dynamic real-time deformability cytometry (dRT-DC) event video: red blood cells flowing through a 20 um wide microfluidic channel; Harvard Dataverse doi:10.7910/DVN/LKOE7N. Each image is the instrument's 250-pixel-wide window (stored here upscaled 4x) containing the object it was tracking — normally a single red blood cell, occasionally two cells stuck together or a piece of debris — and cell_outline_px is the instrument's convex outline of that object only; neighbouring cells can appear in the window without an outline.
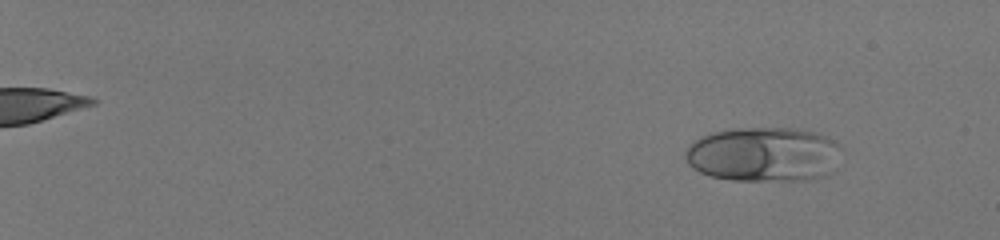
{"species": "human", "species_latin": "Homo sapiens", "temperature_condition": "room temperature", "stored_images_in_passage": 57, "camera_frame_rate_fps": 3000, "um_per_image_px": 0.085, "donor": {"sex": "male"}, "frame": {"image": 1, "passage_image": 7, "time_ms": 2.0, "image_size_px": [1000, 240], "cell_outline_px": [[840, 148], [828, 176], [808, 180], [732, 180], [708, 176], [692, 168], [688, 164], [684, 156], [684, 152], [700, 136], [712, 132], [732, 128], [792, 128], [816, 132], [828, 136]], "centroid_in_image_um": [64.86, 13.12], "position_along_channel_um": 20.1, "area_um2": 49.77}}
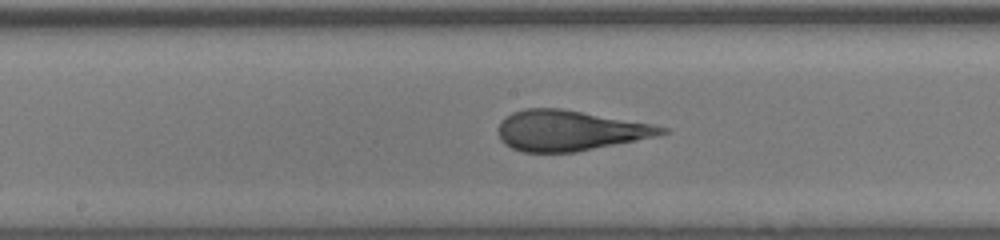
{"frame": {"image": 2, "passage_image": 36, "time_ms": 11.667, "image_size_px": [1000, 240], "cell_outline_px": [[668, 132], [656, 136], [576, 152], [524, 152], [512, 148], [504, 144], [500, 140], [500, 120], [504, 116], [512, 112], [524, 108], [560, 108], [652, 124], [668, 128]], "centroid_in_image_um": [48.38, 11.09], "position_along_channel_um": 199.8, "area_um2": 38.21}}
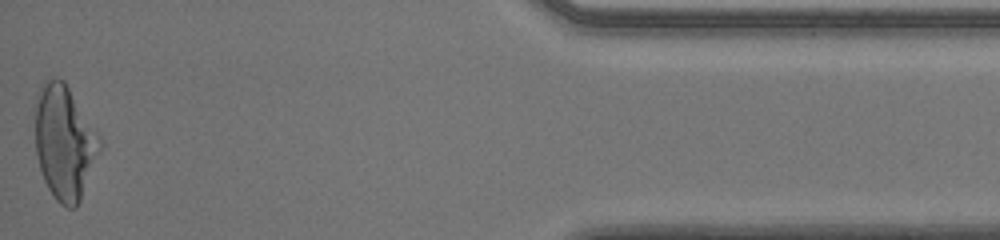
{"frame": {"image": 3, "passage_image": 57, "time_ms": 18.667, "image_size_px": [1000, 240], "cell_outline_px": [[104, 144], [80, 200], [76, 208], [68, 208], [60, 204], [56, 200], [48, 188], [44, 180], [36, 156], [36, 108], [40, 88], [48, 80], [64, 80], [100, 136]], "centroid_in_image_um": [5.52, 12.16], "position_along_channel_um": 429.7, "area_um2": 42.66}, "authors_computed_cell_mechanics": {"area_um2": 39.9976, "velocity_mm_per_s": 4.0407, "shape_relaxation_time_tau1_ms": 4.2702, "shape_relaxation_time_tau2_ms": null, "deformation_change_tau1": 0.2031, "deformation_change_tau2": null}}